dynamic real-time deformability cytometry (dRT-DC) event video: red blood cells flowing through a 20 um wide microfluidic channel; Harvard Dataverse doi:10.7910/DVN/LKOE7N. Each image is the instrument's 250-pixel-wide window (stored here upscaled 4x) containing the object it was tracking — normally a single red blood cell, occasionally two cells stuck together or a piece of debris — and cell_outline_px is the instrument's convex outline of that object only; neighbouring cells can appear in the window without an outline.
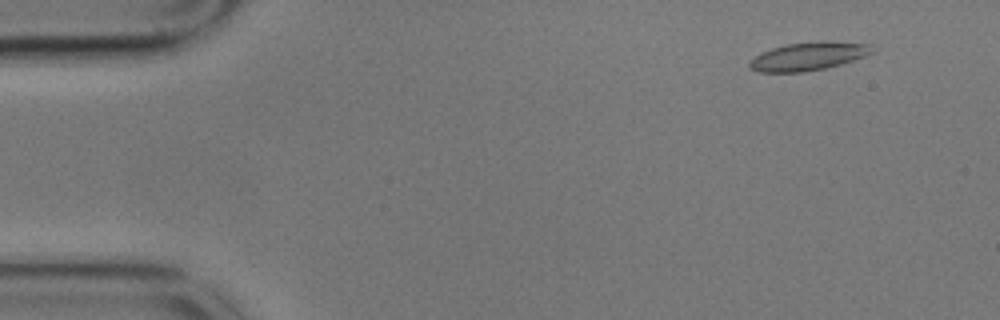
{"species": "common noctule bat (a hibernating species)", "species_latin": "Nyctalus noctula", "temperature_condition": "cold", "stored_images_in_passage": 46, "camera_frame_rate_fps": 3000, "um_per_image_px": 0.085, "animal": {"sex": "male", "body_mass_g": 17.9}, "frame": {"image": 1, "passage_image": 5, "time_ms": 1.333, "image_size_px": [1000, 320], "cell_outline_px": [[872, 52], [864, 56], [840, 64], [824, 68], [800, 72], [760, 72], [748, 68], [748, 64], [760, 52], [772, 48], [788, 44], [828, 40], [872, 44]], "centroid_in_image_um": [68.7, 4.77], "position_along_channel_um": 16.3, "area_um2": 20.0}}
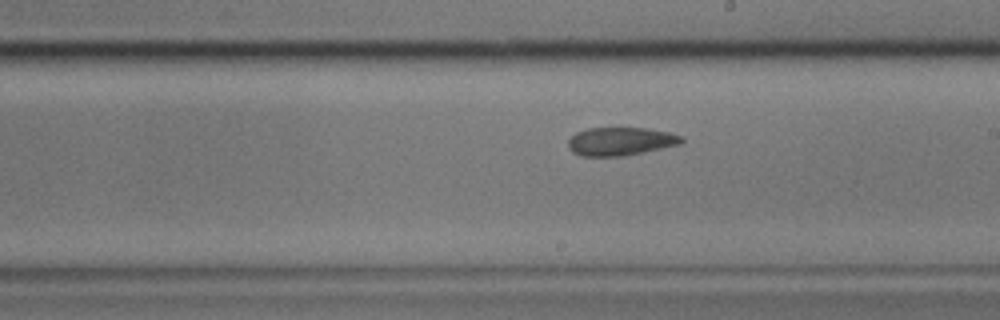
{"frame": {"image": 2, "passage_image": 32, "time_ms": 10.333, "image_size_px": [1000, 320], "cell_outline_px": [[684, 140], [680, 144], [644, 152], [624, 156], [580, 156], [572, 152], [568, 148], [568, 140], [576, 132], [584, 128], [648, 128], [668, 132], [684, 136]], "centroid_in_image_um": [52.73, 12.01], "position_along_channel_um": 236.3, "area_um2": 18.84}}
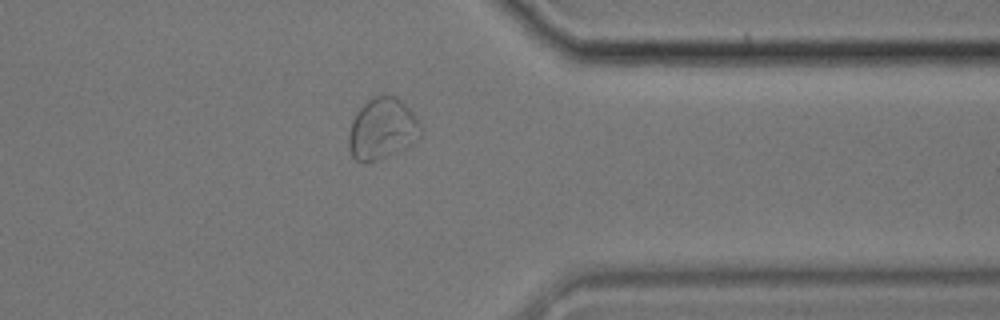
{"frame": {"image": 3, "passage_image": 45, "time_ms": 14.667, "image_size_px": [1000, 320], "cell_outline_px": [[424, 128], [420, 136], [412, 144], [380, 160], [364, 164], [356, 160], [352, 156], [348, 148], [348, 132], [352, 120], [356, 112], [372, 96], [396, 96], [416, 116]], "centroid_in_image_um": [32.48, 10.98], "position_along_channel_um": 378.9, "area_um2": 26.07}}